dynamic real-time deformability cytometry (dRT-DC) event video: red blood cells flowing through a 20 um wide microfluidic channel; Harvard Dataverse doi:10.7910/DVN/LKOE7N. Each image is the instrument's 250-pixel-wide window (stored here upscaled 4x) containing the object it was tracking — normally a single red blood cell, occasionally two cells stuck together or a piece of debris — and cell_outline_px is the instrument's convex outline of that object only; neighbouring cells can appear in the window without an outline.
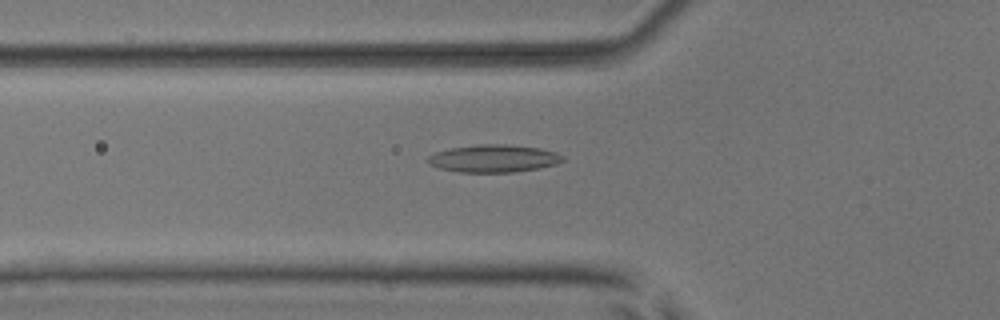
{"species": "common noctule bat (a hibernating species)", "species_latin": "Nyctalus noctula", "temperature_condition": "room temperature", "stored_images_in_passage": 53, "camera_frame_rate_fps": 3000, "um_per_image_px": 0.085, "animal": {"sex": "male", "body_mass_g": 17.9, "forearm_length_mm": 54.2}, "frame": {"image": 1, "passage_image": 19, "time_ms": 6.0, "image_size_px": [1000, 320], "cell_outline_px": [[564, 160], [556, 164], [536, 168], [512, 172], [460, 172], [440, 168], [428, 164], [424, 160], [428, 156], [436, 152], [452, 148], [476, 144], [504, 144], [540, 148], [556, 152], [564, 156]], "centroid_in_image_um": [41.93, 13.46], "position_along_channel_um": 83.9, "area_um2": 21.62}}
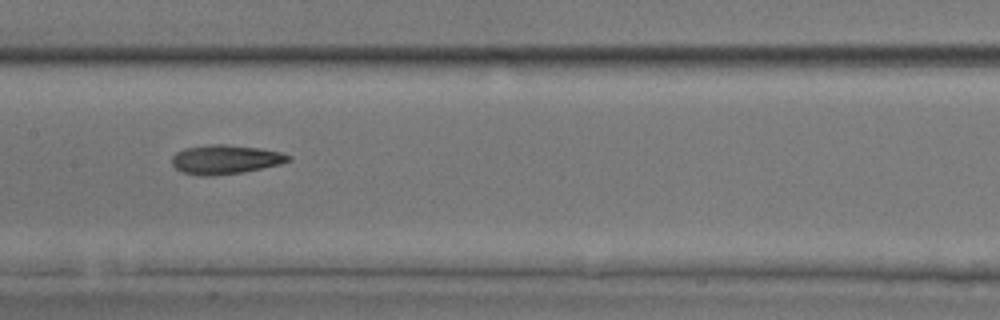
{"frame": {"image": 2, "passage_image": 27, "time_ms": 8.667, "image_size_px": [1000, 320], "cell_outline_px": [[292, 160], [280, 164], [240, 172], [216, 176], [200, 176], [180, 172], [172, 164], [172, 156], [176, 152], [184, 148], [208, 144], [228, 144], [260, 148], [284, 152], [292, 156]], "centroid_in_image_um": [19.15, 13.54], "position_along_channel_um": 188.2, "area_um2": 20.06}}
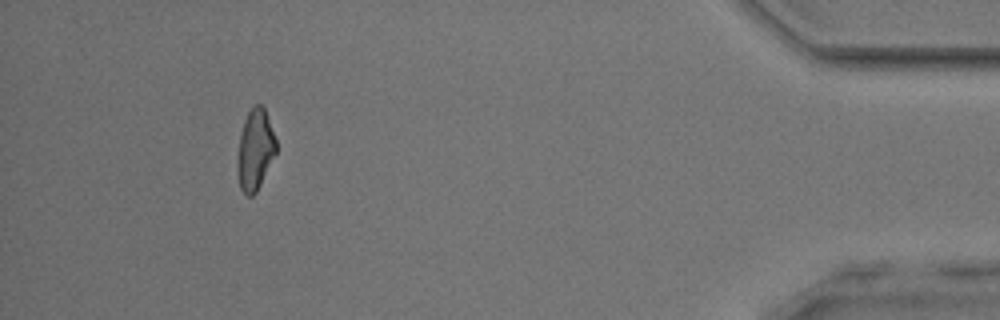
{"frame": {"image": 3, "passage_image": 49, "time_ms": 16.0, "image_size_px": [1000, 320], "cell_outline_px": [[276, 152], [256, 192], [252, 196], [248, 196], [240, 188], [236, 168], [236, 160], [240, 136], [244, 120], [248, 112], [256, 104], [260, 104], [264, 108], [276, 140]], "centroid_in_image_um": [21.66, 12.74], "position_along_channel_um": 413.5, "area_um2": 17.98}, "authors_computed_cell_mechanics": {"area_um2": 19.652, "velocity_mm_per_s": 3.9027, "shape_relaxation_time_tau1_ms": 4.4422, "shape_relaxation_time_tau2_ms": 1.8926, "deformation_change_tau1": 0.1622, "deformation_change_tau2": 0.1026}}